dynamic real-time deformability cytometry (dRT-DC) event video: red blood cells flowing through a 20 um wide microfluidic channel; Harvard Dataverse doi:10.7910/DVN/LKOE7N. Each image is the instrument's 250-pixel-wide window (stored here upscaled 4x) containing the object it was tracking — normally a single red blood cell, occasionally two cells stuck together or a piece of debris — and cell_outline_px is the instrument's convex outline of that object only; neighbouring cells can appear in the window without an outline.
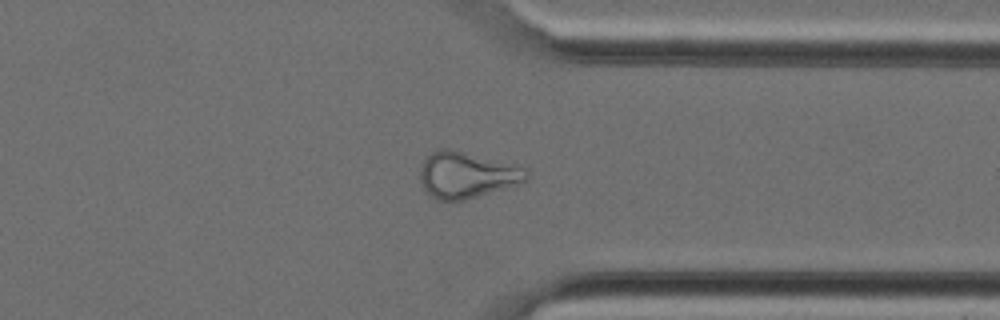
{"species": "Egyptian fruit bat (a non-hibernating species)", "species_latin": "Rousettus aegyptiacus", "temperature_condition": "cold", "stored_images_in_passage": 28, "camera_frame_rate_fps": 3000, "um_per_image_px": 0.085, "animal": {"sex": "female"}, "frame": {"image": 1, "passage_image": 20, "time_ms": 6.333, "image_size_px": [1000, 320], "cell_outline_px": [[528, 180], [520, 184], [464, 200], [436, 200], [424, 188], [420, 180], [420, 172], [424, 160], [432, 152], [440, 148], [448, 148], [524, 168], [528, 172]], "centroid_in_image_um": [39.66, 14.89], "position_along_channel_um": 371.7, "area_um2": 28.09}}
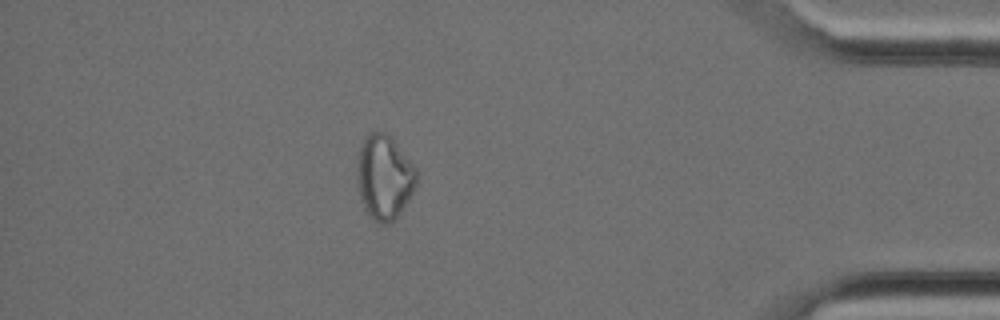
{"frame": {"image": 2, "passage_image": 24, "time_ms": 7.667, "image_size_px": [1000, 320], "cell_outline_px": [[420, 172], [416, 184], [408, 200], [400, 212], [392, 220], [384, 224], [380, 224], [364, 208], [360, 200], [356, 180], [356, 168], [360, 148], [364, 136], [372, 132], [384, 132], [396, 144]], "centroid_in_image_um": [32.65, 15.05], "position_along_channel_um": 402.6, "area_um2": 29.07}}